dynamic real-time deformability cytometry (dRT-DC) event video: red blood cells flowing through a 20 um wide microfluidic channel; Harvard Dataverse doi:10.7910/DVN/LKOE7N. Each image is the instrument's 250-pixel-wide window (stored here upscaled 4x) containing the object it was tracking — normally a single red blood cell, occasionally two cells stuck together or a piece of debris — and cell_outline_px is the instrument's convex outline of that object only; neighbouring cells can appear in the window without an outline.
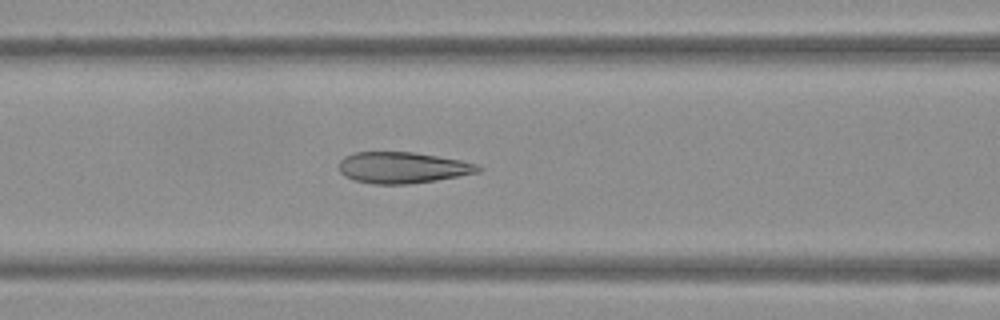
{"species": "Egyptian fruit bat (a non-hibernating species)", "species_latin": "Rousettus aegyptiacus", "temperature_condition": "warm", "stored_images_in_passage": 51, "camera_frame_rate_fps": 3000, "um_per_image_px": 0.085, "frame": {"image": 1, "passage_image": 21, "time_ms": 6.667, "image_size_px": [1000, 320], "cell_outline_px": [[484, 168], [480, 172], [460, 176], [436, 180], [408, 184], [372, 184], [352, 180], [344, 176], [340, 172], [340, 160], [344, 156], [356, 152], [412, 152], [460, 160], [476, 164]], "centroid_in_image_um": [34.21, 14.25], "position_along_channel_um": 132.4, "area_um2": 25.37}}
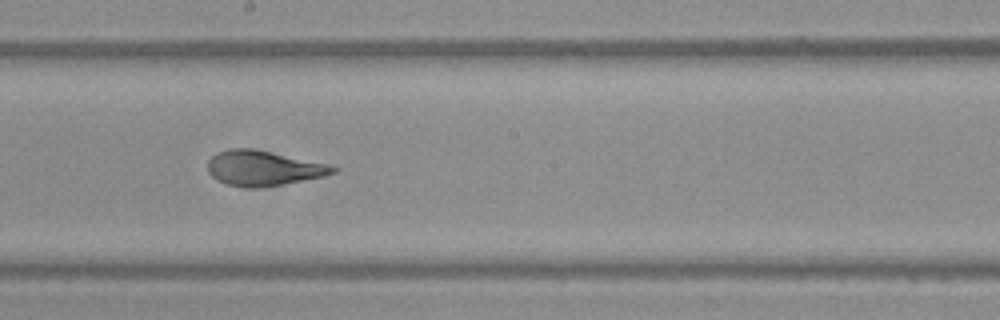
{"frame": {"image": 2, "passage_image": 28, "time_ms": 9.0, "image_size_px": [1000, 320], "cell_outline_px": [[336, 172], [324, 176], [280, 184], [256, 188], [248, 188], [224, 184], [216, 180], [208, 172], [208, 160], [216, 152], [228, 148], [252, 148], [328, 164], [336, 168]], "centroid_in_image_um": [22.31, 14.29], "position_along_channel_um": 225.9, "area_um2": 25.43}}
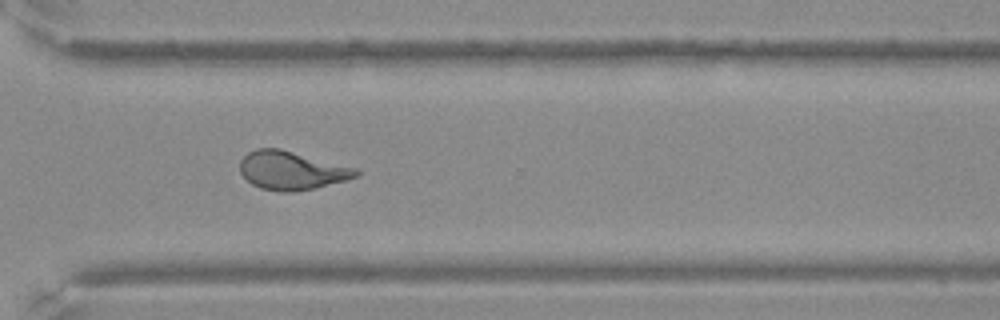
{"frame": {"image": 3, "passage_image": 37, "time_ms": 12.0, "image_size_px": [1000, 320], "cell_outline_px": [[360, 176], [316, 188], [292, 192], [280, 192], [260, 188], [252, 184], [240, 172], [240, 160], [248, 152], [256, 148], [280, 148], [356, 168], [360, 172]], "centroid_in_image_um": [24.78, 14.49], "position_along_channel_um": 345.8, "area_um2": 26.07}}